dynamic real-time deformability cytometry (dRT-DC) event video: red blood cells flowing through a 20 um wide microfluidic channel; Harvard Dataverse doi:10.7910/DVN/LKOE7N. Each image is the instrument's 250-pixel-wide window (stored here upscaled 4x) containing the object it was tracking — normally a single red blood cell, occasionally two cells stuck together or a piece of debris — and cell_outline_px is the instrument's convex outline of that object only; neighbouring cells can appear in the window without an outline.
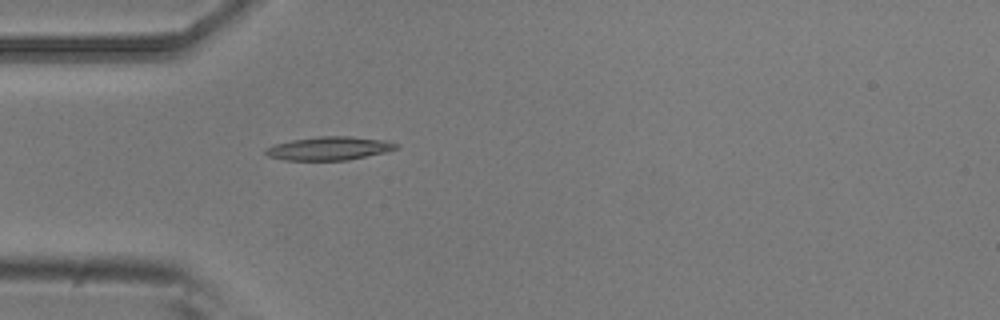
{"species": "common noctule bat (a hibernating species)", "species_latin": "Nyctalus noctula", "temperature_condition": "room temperature", "stored_images_in_passage": 4, "camera_frame_rate_fps": 3000, "um_per_image_px": 0.085, "animal": {"sex": "male", "body_mass_g": 20.5, "forearm_length_mm": 52.5}, "frame": {"image": 1, "passage_image": 4, "time_ms": 1.0, "image_size_px": [1000, 320], "cell_outline_px": [[400, 148], [384, 152], [348, 160], [284, 160], [268, 156], [264, 152], [264, 148], [276, 144], [292, 140], [320, 136], [352, 136], [384, 140], [400, 144]], "centroid_in_image_um": [27.99, 12.61], "position_along_channel_um": 57.0, "area_um2": 17.86}}